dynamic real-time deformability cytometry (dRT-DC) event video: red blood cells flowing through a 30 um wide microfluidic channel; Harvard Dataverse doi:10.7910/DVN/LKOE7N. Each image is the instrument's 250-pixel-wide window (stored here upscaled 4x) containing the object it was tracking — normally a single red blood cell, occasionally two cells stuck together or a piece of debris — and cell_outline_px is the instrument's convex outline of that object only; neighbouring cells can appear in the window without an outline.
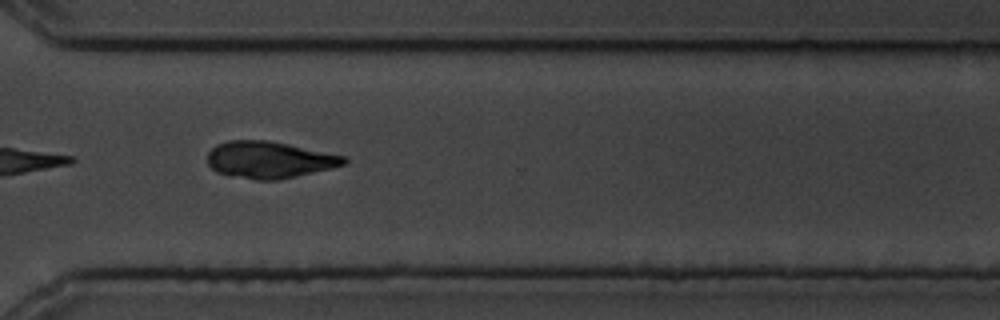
{"species": "common noctule bat (a hibernating species)", "species_latin": "Nyctalus noctula", "temperature_condition": "cold", "stored_images_in_passage": 12, "camera_frame_rate_fps": 3000, "um_per_image_px": 0.085, "animal": {"sex": "male", "body_mass_g": 19.5, "forearm_length_mm": 54.6}, "frame": {"image": 1, "passage_image": 9, "time_ms": 9.667, "image_size_px": [1000, 320], "cell_outline_px": [[348, 160], [344, 164], [280, 180], [256, 180], [232, 176], [216, 172], [208, 164], [208, 152], [216, 144], [228, 140], [268, 140], [348, 156]], "centroid_in_image_um": [22.87, 13.57], "position_along_channel_um": 347.7, "area_um2": 29.25}, "authors_computed_cell_mechanics": {"area_um2": 12.5137, "velocity_mm_per_s": 3.5178, "shape_relaxation_time_tau1_ms": null, "shape_relaxation_time_tau2_ms": 1.4084, "deformation_change_tau1": null, "deformation_change_tau2": 0.0788}}